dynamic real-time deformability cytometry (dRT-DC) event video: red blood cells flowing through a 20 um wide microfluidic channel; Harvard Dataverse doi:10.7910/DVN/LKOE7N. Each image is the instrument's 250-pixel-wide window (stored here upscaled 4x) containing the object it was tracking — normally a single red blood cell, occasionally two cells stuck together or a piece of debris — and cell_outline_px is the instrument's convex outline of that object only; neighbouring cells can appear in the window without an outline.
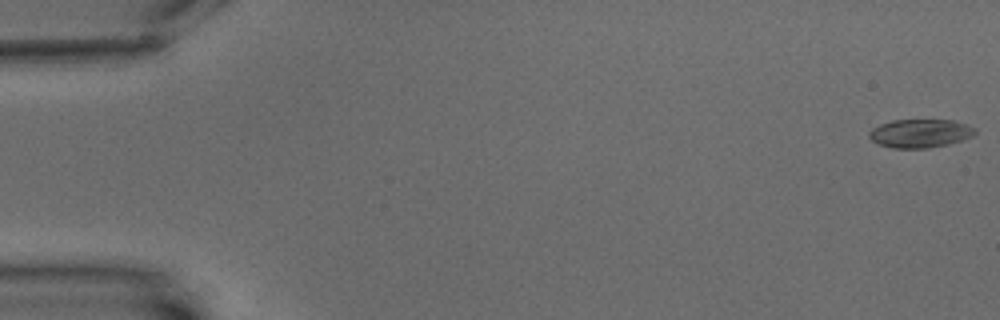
{"species": "common noctule bat (a hibernating species)", "species_latin": "Nyctalus noctula", "temperature_condition": "warm", "stored_images_in_passage": 5, "camera_frame_rate_fps": 3000, "um_per_image_px": 0.085, "animal": {"sex": "male", "body_mass_g": 15.6}, "frame": {"image": 1, "passage_image": 1, "time_ms": 0.0, "image_size_px": [1000, 320], "cell_outline_px": [[976, 132], [972, 136], [948, 144], [928, 148], [892, 148], [880, 144], [872, 140], [868, 136], [868, 132], [872, 128], [880, 124], [892, 120], [952, 120], [976, 128]], "centroid_in_image_um": [78.18, 11.33], "position_along_channel_um": 6.8, "area_um2": 17.46}}
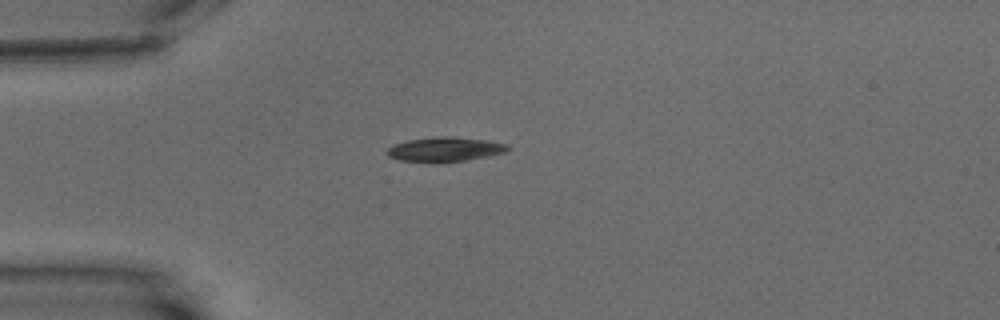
{"frame": {"image": 2, "passage_image": 5, "time_ms": 5.333, "image_size_px": [1000, 320], "cell_outline_px": [[512, 148], [504, 152], [488, 156], [464, 160], [432, 164], [400, 160], [388, 156], [384, 152], [392, 144], [408, 140], [436, 136], [448, 136], [484, 140], [508, 144]], "centroid_in_image_um": [37.75, 12.71], "position_along_channel_um": 47.2, "area_um2": 17.51}}